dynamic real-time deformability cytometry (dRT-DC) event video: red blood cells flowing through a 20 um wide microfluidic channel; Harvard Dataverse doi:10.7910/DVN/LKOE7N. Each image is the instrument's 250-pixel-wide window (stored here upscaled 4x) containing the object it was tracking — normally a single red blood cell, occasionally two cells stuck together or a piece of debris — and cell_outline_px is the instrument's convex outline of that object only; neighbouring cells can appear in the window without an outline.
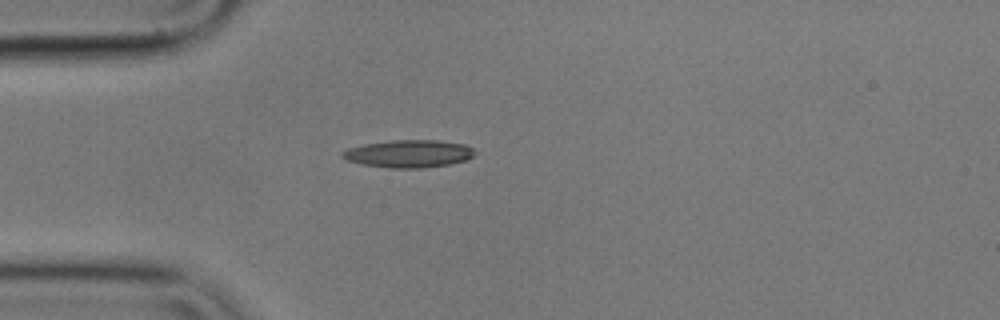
{"species": "common noctule bat (a hibernating species)", "species_latin": "Nyctalus noctula", "temperature_condition": "cold", "stored_images_in_passage": 42, "camera_frame_rate_fps": 3000, "um_per_image_px": 0.085, "animal": {"sex": "male", "body_mass_g": 17.9}, "frame": {"image": 1, "passage_image": 1, "time_ms": 0.0, "image_size_px": [1000, 320], "cell_outline_px": [[476, 152], [468, 160], [448, 164], [424, 168], [388, 168], [364, 164], [348, 160], [340, 156], [340, 152], [348, 148], [364, 144], [388, 140], [436, 140], [468, 144]], "centroid_in_image_um": [34.76, 13.05], "position_along_channel_um": 50.2, "area_um2": 21.44}}
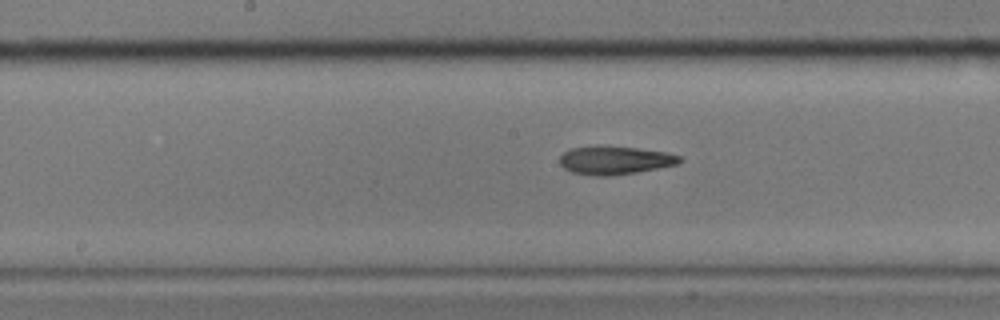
{"frame": {"image": 2, "passage_image": 14, "time_ms": 4.333, "image_size_px": [1000, 320], "cell_outline_px": [[684, 160], [676, 164], [636, 172], [612, 176], [596, 176], [572, 172], [564, 168], [560, 164], [560, 156], [564, 152], [572, 148], [600, 144], [636, 148], [668, 152], [680, 156]], "centroid_in_image_um": [52.25, 13.6], "position_along_channel_um": 196.0, "area_um2": 20.0}}
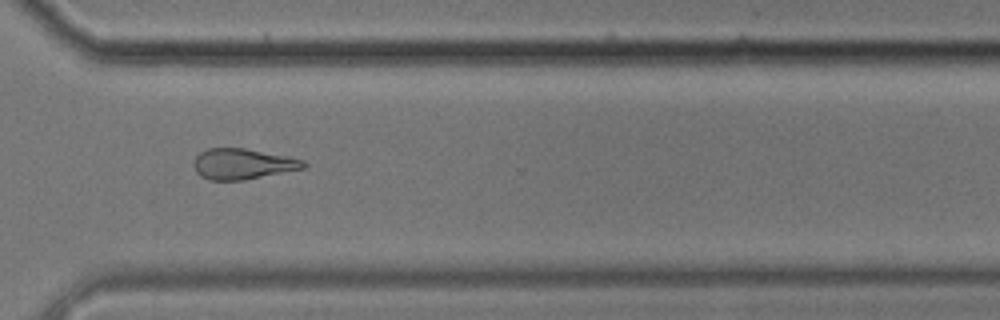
{"frame": {"image": 3, "passage_image": 27, "time_ms": 8.667, "image_size_px": [1000, 320], "cell_outline_px": [[308, 164], [304, 168], [244, 180], [208, 180], [200, 176], [196, 172], [192, 164], [196, 156], [200, 152], [208, 148], [244, 148], [292, 156], [304, 160]], "centroid_in_image_um": [20.64, 13.93], "position_along_channel_um": 350.0, "area_um2": 19.88}, "authors_computed_cell_mechanics": {"area_um2": 20.6924, "velocity_mm_per_s": 3.5646, "shape_relaxation_time_tau1_ms": null, "shape_relaxation_time_tau2_ms": 9.3662, "deformation_change_tau1": null, "deformation_change_tau2": 0.238}}